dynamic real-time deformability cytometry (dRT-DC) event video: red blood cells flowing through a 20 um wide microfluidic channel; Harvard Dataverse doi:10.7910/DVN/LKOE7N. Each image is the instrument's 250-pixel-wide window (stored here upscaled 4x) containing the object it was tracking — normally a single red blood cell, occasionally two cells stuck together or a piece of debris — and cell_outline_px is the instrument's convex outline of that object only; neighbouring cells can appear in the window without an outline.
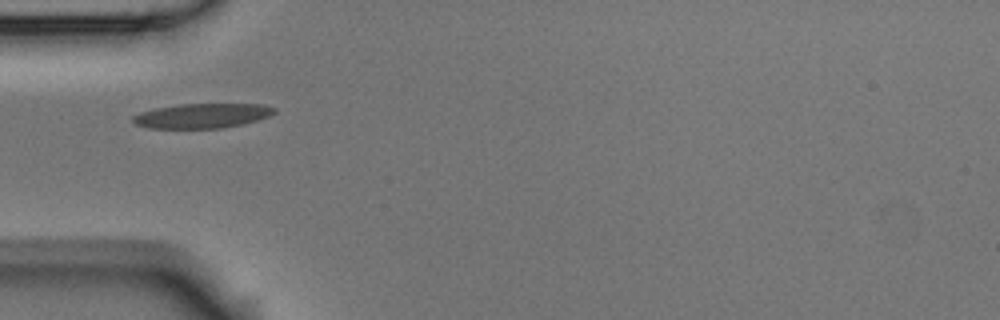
{"species": "Egyptian fruit bat (a non-hibernating species)", "species_latin": "Rousettus aegyptiacus", "temperature_condition": "room temperature", "stored_images_in_passage": 5, "camera_frame_rate_fps": 3000, "um_per_image_px": 0.085, "animal": {"sex": "male"}, "frame": {"image": 1, "passage_image": 1, "time_ms": 0.0, "image_size_px": [1000, 320], "cell_outline_px": [[276, 112], [268, 116], [244, 124], [220, 128], [148, 128], [136, 124], [132, 120], [132, 116], [140, 112], [156, 108], [180, 104], [260, 104], [276, 108]], "centroid_in_image_um": [17.17, 9.84], "position_along_channel_um": 67.8, "area_um2": 20.23}}
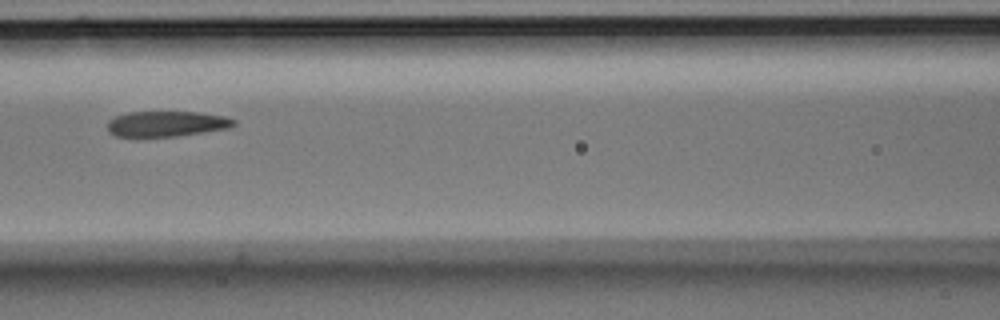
{"frame": {"image": 2, "passage_image": 3, "time_ms": 2.333, "image_size_px": [1000, 320], "cell_outline_px": [[236, 124], [228, 128], [204, 132], [176, 136], [116, 136], [108, 132], [108, 120], [116, 116], [128, 112], [200, 112], [224, 116], [236, 120]], "centroid_in_image_um": [14.17, 10.51], "position_along_channel_um": 152.4, "area_um2": 18.67}}
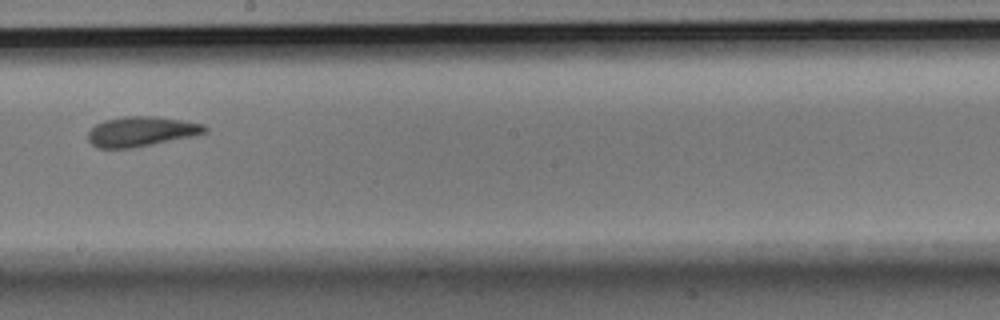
{"frame": {"image": 3, "passage_image": 5, "time_ms": 4.667, "image_size_px": [1000, 320], "cell_outline_px": [[208, 132], [192, 136], [132, 148], [100, 148], [92, 144], [88, 140], [88, 132], [96, 124], [104, 120], [124, 116], [156, 116], [204, 124], [208, 128]], "centroid_in_image_um": [12.01, 11.17], "position_along_channel_um": 236.2, "area_um2": 20.23}}